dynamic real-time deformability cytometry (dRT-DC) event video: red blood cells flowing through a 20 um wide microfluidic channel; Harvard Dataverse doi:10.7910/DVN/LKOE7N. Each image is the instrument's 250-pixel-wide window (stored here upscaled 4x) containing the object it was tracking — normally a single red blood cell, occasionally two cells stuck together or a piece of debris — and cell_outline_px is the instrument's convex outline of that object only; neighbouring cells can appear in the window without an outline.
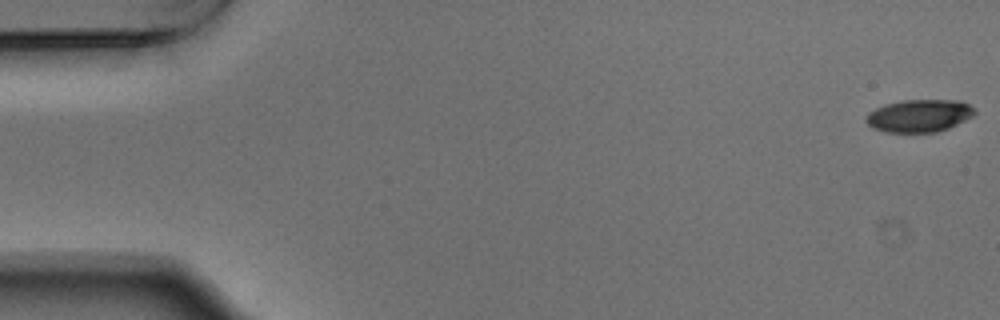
{"species": "Egyptian fruit bat (a non-hibernating species)", "species_latin": "Rousettus aegyptiacus", "temperature_condition": "warm", "stored_images_in_passage": 9, "camera_frame_rate_fps": 3000, "um_per_image_px": 0.085, "animal": {"sex": "male"}, "frame": {"image": 1, "passage_image": 1, "time_ms": 0.0, "image_size_px": [1000, 320], "cell_outline_px": [[976, 112], [972, 116], [948, 128], [936, 132], [884, 132], [872, 128], [864, 120], [868, 112], [884, 104], [900, 100], [960, 100], [968, 104]], "centroid_in_image_um": [78.08, 9.83], "position_along_channel_um": 6.9, "area_um2": 20.63}}